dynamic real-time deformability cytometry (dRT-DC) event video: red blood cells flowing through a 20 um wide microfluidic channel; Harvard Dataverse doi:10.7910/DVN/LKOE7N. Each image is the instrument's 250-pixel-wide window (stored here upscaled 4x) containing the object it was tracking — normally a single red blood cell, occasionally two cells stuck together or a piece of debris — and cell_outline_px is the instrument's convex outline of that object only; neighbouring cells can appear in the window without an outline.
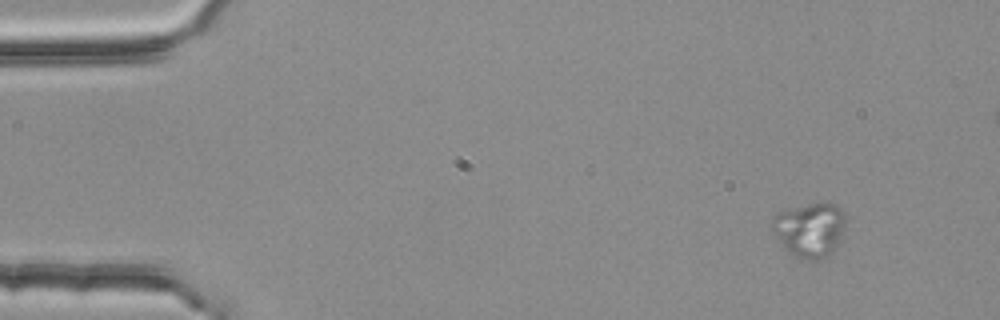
{"species": "common noctule bat (a hibernating species)", "species_latin": "Nyctalus noctula", "temperature_condition": "room temperature", "stored_images_in_passage": 6, "camera_frame_rate_fps": 3000, "um_per_image_px": 0.085, "animal": {"sex": "female", "body_mass_g": 25.1}, "frame": {"image": 1, "passage_image": 1, "time_ms": 0.0, "image_size_px": [1000, 320], "cell_outline_px": [[844, 224], [836, 248], [824, 260], [800, 260], [780, 240], [768, 224], [772, 216], [776, 212], [812, 204], [836, 204], [844, 212]], "centroid_in_image_um": [68.81, 19.54], "position_along_channel_um": 16.2, "area_um2": 22.95}}
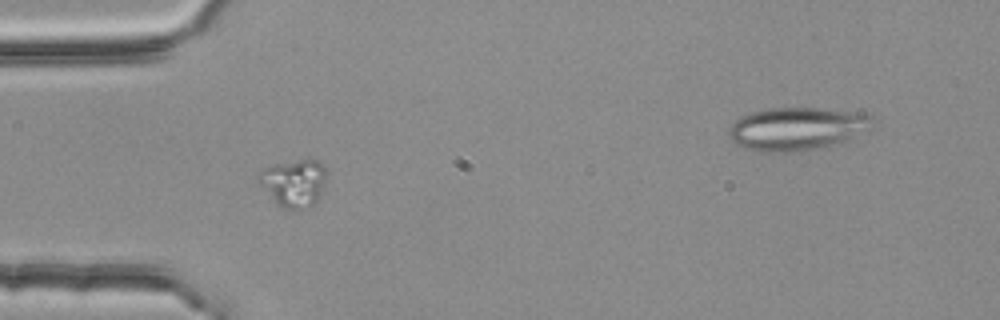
{"frame": {"image": 2, "passage_image": 4, "time_ms": 1.0, "image_size_px": [1000, 320], "cell_outline_px": [[324, 180], [320, 196], [312, 204], [296, 212], [284, 208], [276, 204], [260, 184], [256, 176], [264, 168], [272, 164], [300, 160], [320, 160], [324, 164]], "centroid_in_image_um": [24.94, 15.56], "position_along_channel_um": 60.1, "area_um2": 18.67}}